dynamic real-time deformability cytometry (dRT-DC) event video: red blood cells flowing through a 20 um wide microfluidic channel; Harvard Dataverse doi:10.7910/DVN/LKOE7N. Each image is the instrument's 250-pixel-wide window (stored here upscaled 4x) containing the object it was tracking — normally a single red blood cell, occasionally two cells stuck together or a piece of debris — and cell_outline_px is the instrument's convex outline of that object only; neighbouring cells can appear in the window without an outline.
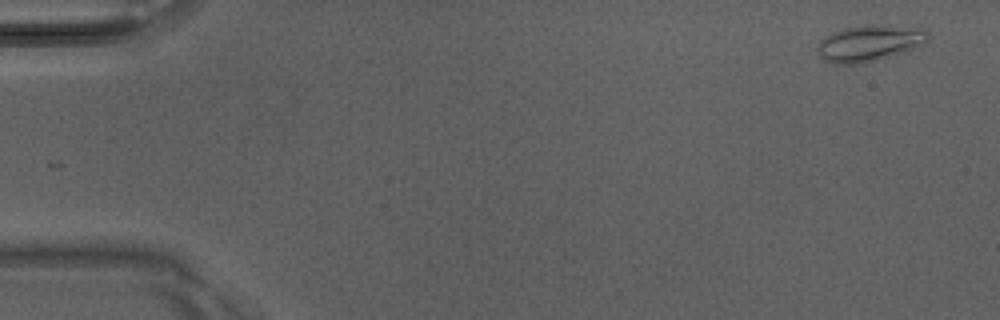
{"species": "Egyptian fruit bat (a non-hibernating species)", "species_latin": "Rousettus aegyptiacus", "temperature_condition": "room temperature", "stored_images_in_passage": 49, "camera_frame_rate_fps": 3000, "um_per_image_px": 0.085, "animal": {"sex": "male"}, "frame": {"image": 1, "passage_image": 1, "time_ms": 0.0, "image_size_px": [1000, 320], "cell_outline_px": [[928, 40], [924, 44], [864, 64], [836, 64], [824, 60], [820, 56], [816, 48], [820, 40], [844, 28], [864, 24], [888, 24], [924, 28], [928, 32]], "centroid_in_image_um": [73.91, 3.65], "position_along_channel_um": 11.1, "area_um2": 23.41}}
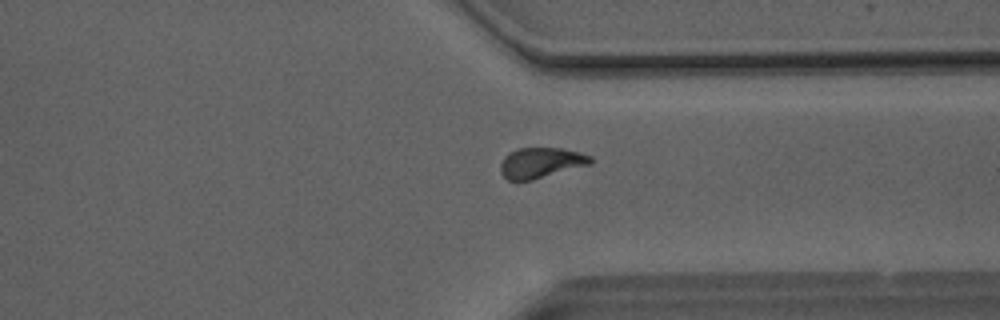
{"frame": {"image": 2, "passage_image": 37, "time_ms": 12.0, "image_size_px": [1000, 320], "cell_outline_px": [[592, 164], [532, 180], [508, 180], [500, 172], [500, 164], [504, 156], [508, 152], [516, 148], [564, 148], [580, 152], [592, 156]], "centroid_in_image_um": [45.98, 13.82], "position_along_channel_um": 365.4, "area_um2": 16.18}}
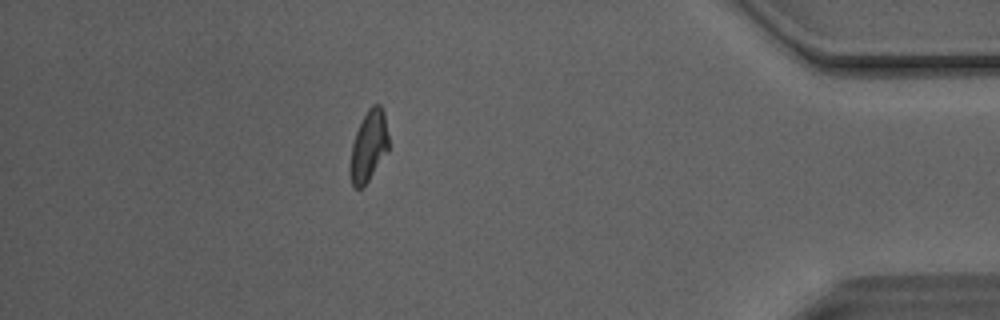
{"frame": {"image": 3, "passage_image": 43, "time_ms": 14.0, "image_size_px": [1000, 320], "cell_outline_px": [[388, 152], [368, 180], [360, 188], [356, 188], [352, 184], [352, 144], [356, 132], [368, 108], [372, 104], [380, 104], [384, 112], [388, 136]], "centroid_in_image_um": [31.38, 12.35], "position_along_channel_um": 403.8, "area_um2": 15.26}, "authors_computed_cell_mechanics": {"area_um2": 16.3574, "velocity_mm_per_s": 4.1179, "shape_relaxation_time_tau1_ms": 5.1189, "shape_relaxation_time_tau2_ms": 2.731, "deformation_change_tau1": 0.1652, "deformation_change_tau2": 0.0958}}